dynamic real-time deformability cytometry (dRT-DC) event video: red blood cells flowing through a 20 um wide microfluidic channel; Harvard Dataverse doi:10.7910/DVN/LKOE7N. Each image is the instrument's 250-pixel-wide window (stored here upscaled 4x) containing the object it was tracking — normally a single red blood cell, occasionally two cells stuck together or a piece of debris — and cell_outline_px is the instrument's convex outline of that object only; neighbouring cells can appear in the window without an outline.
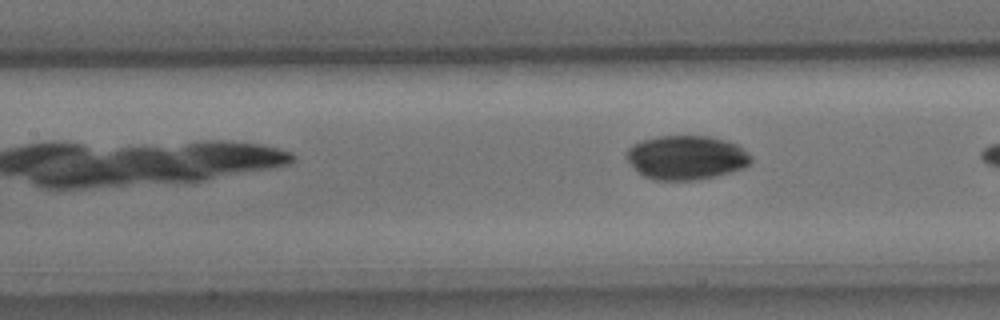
{"species": "common noctule bat (a hibernating species)", "species_latin": "Nyctalus noctula", "temperature_condition": "cold", "stored_images_in_passage": 5, "camera_frame_rate_fps": 3000, "um_per_image_px": 0.085, "animal": {"sex": "male", "body_mass_g": 15.6}, "frame": {"image": 1, "passage_image": 4, "time_ms": 3.667, "image_size_px": [1000, 320], "cell_outline_px": [[752, 160], [744, 168], [732, 172], [692, 180], [656, 180], [644, 176], [624, 156], [624, 152], [632, 144], [640, 140], [660, 136], [708, 136], [728, 140], [736, 144], [748, 152], [752, 156]], "centroid_in_image_um": [58.33, 13.37], "position_along_channel_um": 149.1, "area_um2": 32.02}}